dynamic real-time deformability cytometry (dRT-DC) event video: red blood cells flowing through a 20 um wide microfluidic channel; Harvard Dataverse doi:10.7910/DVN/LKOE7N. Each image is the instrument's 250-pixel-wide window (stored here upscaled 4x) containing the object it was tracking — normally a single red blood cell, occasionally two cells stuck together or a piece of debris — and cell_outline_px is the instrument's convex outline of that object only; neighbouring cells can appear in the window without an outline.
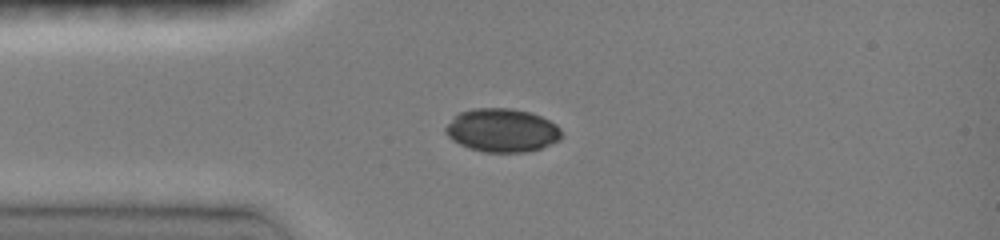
{"species": "common noctule bat (a hibernating species)", "species_latin": "Nyctalus noctula", "temperature_condition": "room temperature", "stored_images_in_passage": 27, "camera_frame_rate_fps": 3000, "um_per_image_px": 0.085, "animal": {"sex": "female", "body_mass_g": 19.0, "forearm_length_mm": 51.5}, "frame": {"image": 1, "passage_image": 1, "time_ms": 0.0, "image_size_px": [1000, 240], "cell_outline_px": [[560, 140], [540, 148], [524, 152], [484, 152], [468, 148], [452, 140], [444, 132], [444, 128], [460, 112], [472, 108], [512, 108], [528, 112], [540, 116], [556, 124], [560, 128]], "centroid_in_image_um": [42.65, 11.08], "position_along_channel_um": 42.3, "area_um2": 29.19}}
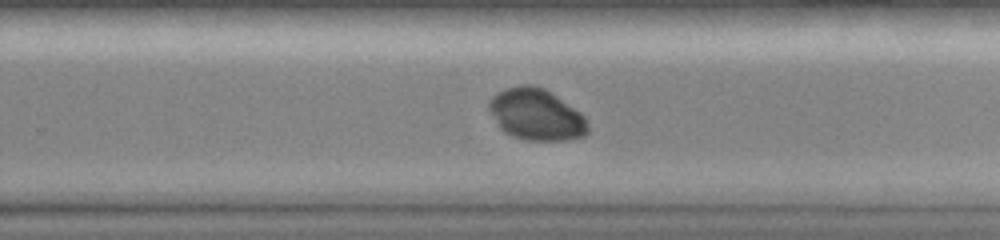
{"frame": {"image": 2, "passage_image": 24, "time_ms": 6.333, "image_size_px": [1000, 240], "cell_outline_px": [[588, 132], [584, 136], [568, 140], [528, 140], [512, 136], [504, 132], [500, 128], [488, 108], [488, 100], [492, 96], [508, 88], [520, 84], [532, 84], [544, 88], [580, 112], [584, 116], [588, 124]], "centroid_in_image_um": [45.58, 9.74], "position_along_channel_um": 284.2, "area_um2": 29.54}}
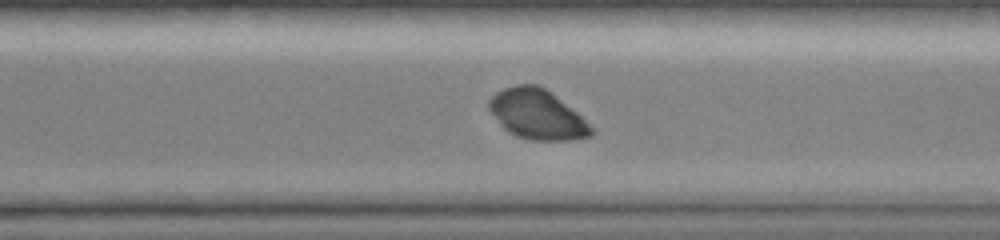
{"frame": {"image": 3, "passage_image": 26, "time_ms": 7.333, "image_size_px": [1000, 240], "cell_outline_px": [[596, 132], [592, 136], [568, 140], [532, 140], [516, 136], [508, 132], [500, 124], [488, 108], [488, 100], [496, 92], [504, 88], [516, 84], [536, 84], [544, 88], [576, 112]], "centroid_in_image_um": [45.63, 9.73], "position_along_channel_um": 325.0, "area_um2": 29.3}}